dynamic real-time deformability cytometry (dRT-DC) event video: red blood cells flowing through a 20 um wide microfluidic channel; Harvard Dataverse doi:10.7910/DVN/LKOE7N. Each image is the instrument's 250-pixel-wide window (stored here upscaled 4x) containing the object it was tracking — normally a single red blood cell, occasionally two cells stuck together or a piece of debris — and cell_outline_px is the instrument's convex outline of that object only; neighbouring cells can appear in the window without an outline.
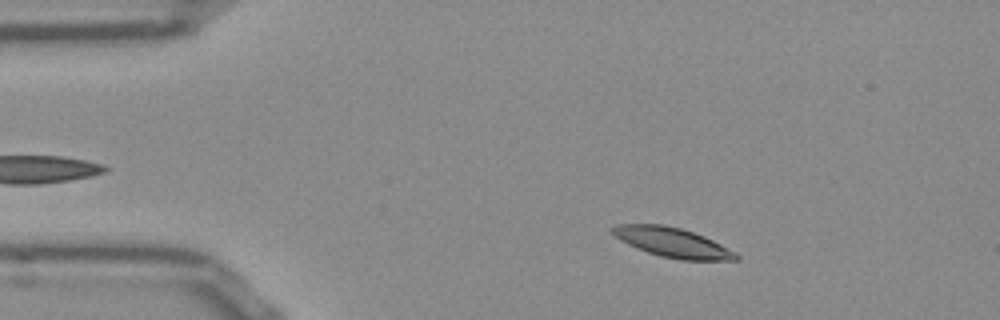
{"species": "Egyptian fruit bat (a non-hibernating species)", "species_latin": "Rousettus aegyptiacus", "temperature_condition": "room temperature", "stored_images_in_passage": 43, "camera_frame_rate_fps": 3000, "um_per_image_px": 0.085, "frame": {"image": 1, "passage_image": 6, "time_ms": 1.667, "image_size_px": [1000, 320], "cell_outline_px": [[740, 260], [680, 260], [660, 256], [636, 248], [620, 240], [608, 228], [616, 224], [664, 224], [680, 228], [704, 236], [736, 252], [740, 256]], "centroid_in_image_um": [57.15, 20.61], "position_along_channel_um": 27.8, "area_um2": 21.33}}
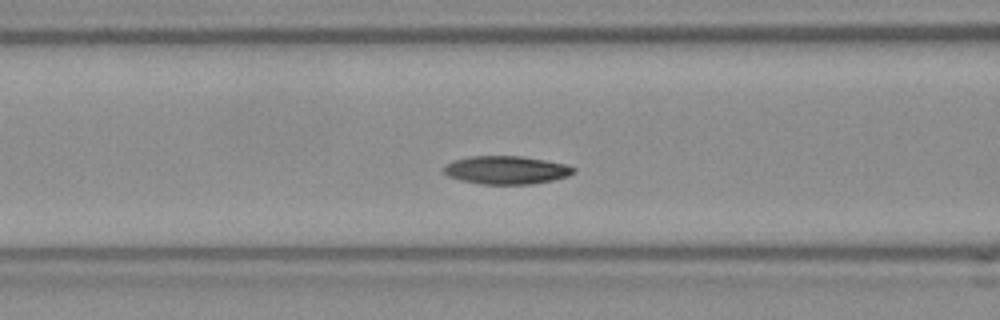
{"frame": {"image": 2, "passage_image": 18, "time_ms": 5.667, "image_size_px": [1000, 320], "cell_outline_px": [[576, 172], [568, 176], [552, 180], [532, 184], [480, 184], [460, 180], [448, 176], [444, 172], [444, 164], [452, 160], [472, 156], [520, 156], [544, 160], [564, 164], [576, 168]], "centroid_in_image_um": [43.01, 14.45], "position_along_channel_um": 123.6, "area_um2": 21.33}}
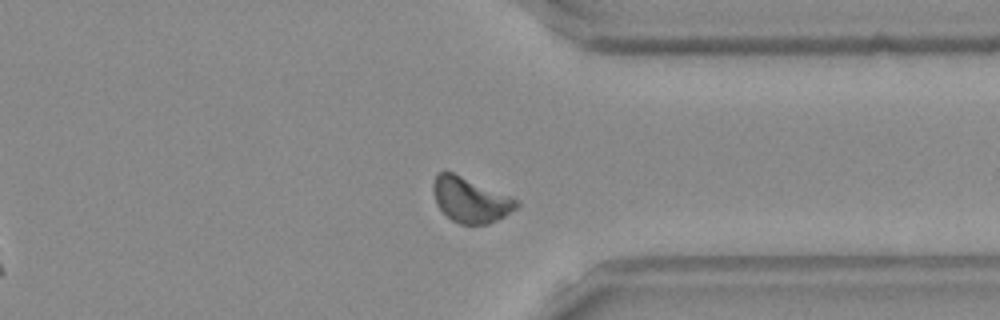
{"frame": {"image": 3, "passage_image": 38, "time_ms": 12.333, "image_size_px": [1000, 320], "cell_outline_px": [[520, 204], [516, 208], [504, 216], [488, 224], [460, 224], [452, 220], [436, 204], [432, 192], [432, 184], [436, 176], [440, 172], [452, 172], [512, 196]], "centroid_in_image_um": [39.97, 16.99], "position_along_channel_um": 371.4, "area_um2": 21.68}, "authors_computed_cell_mechanics": {"area_um2": 21.3282, "velocity_mm_per_s": 3.7678, "shape_relaxation_time_tau1_ms": 2.9797, "shape_relaxation_time_tau2_ms": null, "deformation_change_tau1": 0.0932, "deformation_change_tau2": null}}